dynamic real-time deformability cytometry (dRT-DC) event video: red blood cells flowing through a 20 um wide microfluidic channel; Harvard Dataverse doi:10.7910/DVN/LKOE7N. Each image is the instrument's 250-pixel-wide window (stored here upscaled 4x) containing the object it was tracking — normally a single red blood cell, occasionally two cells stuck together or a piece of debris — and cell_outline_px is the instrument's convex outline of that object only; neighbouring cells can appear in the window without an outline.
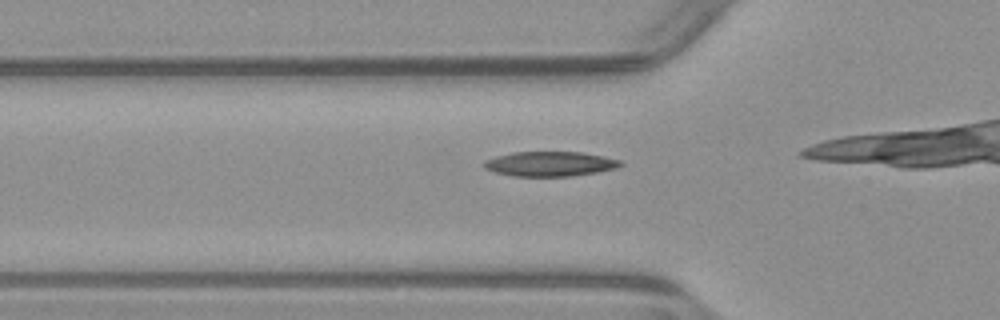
{"species": "common noctule bat (a hibernating species)", "species_latin": "Nyctalus noctula", "temperature_condition": "warm", "stored_images_in_passage": 13, "camera_frame_rate_fps": 3000, "um_per_image_px": 0.085, "animal": {"sex": "male", "body_mass_g": 23.1, "forearm_length_mm": 52.7}, "frame": {"image": 1, "passage_image": 9, "time_ms": 2.667, "image_size_px": [1000, 320], "cell_outline_px": [[624, 164], [612, 168], [596, 172], [572, 176], [512, 176], [496, 172], [484, 168], [484, 164], [488, 160], [496, 156], [512, 152], [580, 152], [620, 160]], "centroid_in_image_um": [46.72, 13.93], "position_along_channel_um": 79.1, "area_um2": 19.31}}
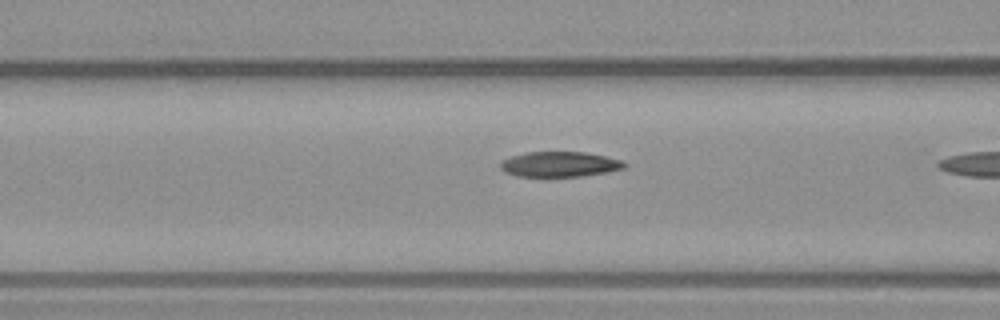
{"frame": {"image": 2, "passage_image": 12, "time_ms": 3.667, "image_size_px": [1000, 320], "cell_outline_px": [[628, 164], [624, 168], [604, 172], [580, 176], [544, 180], [516, 176], [504, 172], [500, 168], [500, 164], [504, 160], [512, 156], [524, 152], [584, 152], [604, 156], [620, 160]], "centroid_in_image_um": [47.48, 14.01], "position_along_channel_um": 119.1, "area_um2": 18.9}}